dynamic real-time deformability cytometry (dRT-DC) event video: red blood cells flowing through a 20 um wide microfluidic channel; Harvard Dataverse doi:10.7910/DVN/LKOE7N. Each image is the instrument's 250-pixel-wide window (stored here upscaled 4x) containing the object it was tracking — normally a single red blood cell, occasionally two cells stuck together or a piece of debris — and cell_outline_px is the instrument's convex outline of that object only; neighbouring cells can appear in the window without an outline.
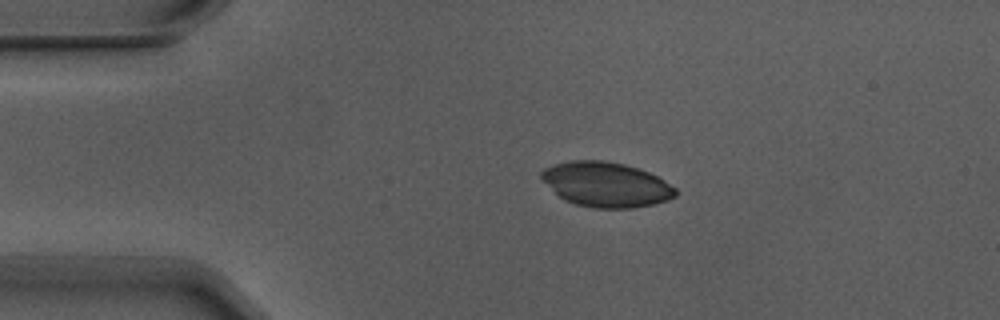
{"species": "Egyptian fruit bat (a non-hibernating species)", "species_latin": "Rousettus aegyptiacus", "temperature_condition": "warm", "stored_images_in_passage": 4, "camera_frame_rate_fps": 3000, "um_per_image_px": 0.085, "animal": {"sex": "male"}, "frame": {"image": 1, "passage_image": 3, "time_ms": 0.667, "image_size_px": [1000, 320], "cell_outline_px": [[676, 196], [668, 200], [652, 204], [632, 208], [592, 208], [576, 204], [564, 200], [540, 176], [540, 172], [544, 168], [556, 164], [572, 160], [604, 160], [624, 164], [648, 172], [664, 180], [676, 188]], "centroid_in_image_um": [51.53, 15.68], "position_along_channel_um": 33.5, "area_um2": 34.74}}